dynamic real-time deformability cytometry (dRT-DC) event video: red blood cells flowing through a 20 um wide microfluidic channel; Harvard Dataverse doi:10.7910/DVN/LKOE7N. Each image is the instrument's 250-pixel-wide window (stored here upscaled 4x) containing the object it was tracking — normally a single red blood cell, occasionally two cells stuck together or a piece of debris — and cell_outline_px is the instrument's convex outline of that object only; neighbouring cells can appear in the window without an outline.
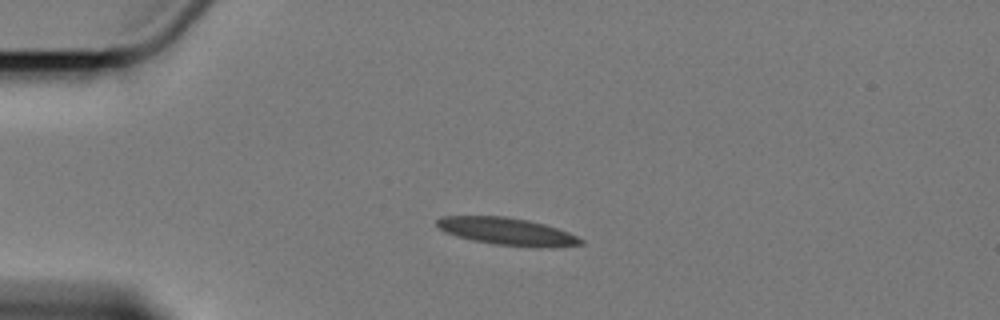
{"species": "Egyptian fruit bat (a non-hibernating species)", "species_latin": "Rousettus aegyptiacus", "temperature_condition": "cold", "stored_images_in_passage": 8, "camera_frame_rate_fps": 3000, "um_per_image_px": 0.085, "animal": {"sex": "female"}, "frame": {"image": 1, "passage_image": 5, "time_ms": 4.667, "image_size_px": [1000, 320], "cell_outline_px": [[584, 244], [552, 248], [536, 248], [496, 244], [472, 240], [456, 236], [444, 232], [436, 228], [436, 220], [440, 216], [504, 216], [528, 220], [544, 224], [568, 232], [584, 240]], "centroid_in_image_um": [43.09, 19.68], "position_along_channel_um": 41.9, "area_um2": 23.24}}
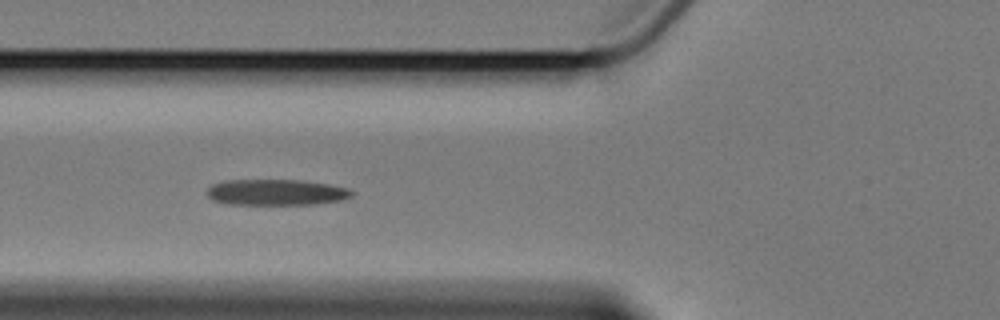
{"frame": {"image": 2, "passage_image": 7, "time_ms": 7.333, "image_size_px": [1000, 320], "cell_outline_px": [[356, 192], [352, 196], [340, 200], [316, 204], [228, 204], [212, 200], [208, 196], [208, 188], [212, 184], [228, 180], [304, 180], [328, 184], [348, 188]], "centroid_in_image_um": [23.5, 16.34], "position_along_channel_um": 102.3, "area_um2": 21.91}}
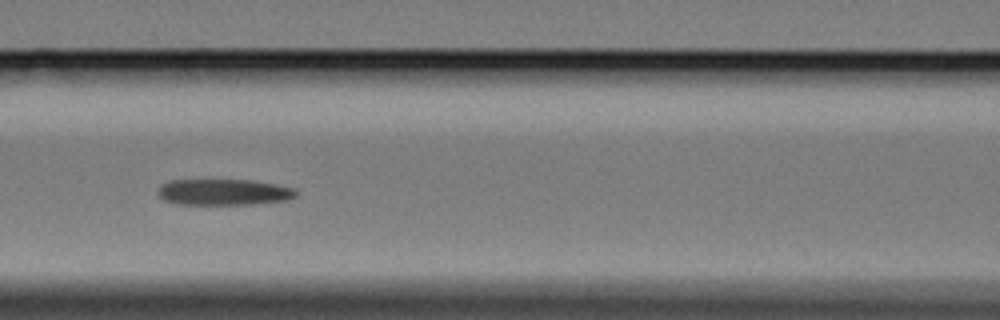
{"frame": {"image": 3, "passage_image": 8, "time_ms": 8.667, "image_size_px": [1000, 320], "cell_outline_px": [[296, 196], [288, 200], [252, 204], [176, 204], [164, 200], [156, 192], [160, 184], [168, 180], [252, 180], [276, 184], [296, 188]], "centroid_in_image_um": [19.0, 16.32], "position_along_channel_um": 147.6, "area_um2": 21.21}}